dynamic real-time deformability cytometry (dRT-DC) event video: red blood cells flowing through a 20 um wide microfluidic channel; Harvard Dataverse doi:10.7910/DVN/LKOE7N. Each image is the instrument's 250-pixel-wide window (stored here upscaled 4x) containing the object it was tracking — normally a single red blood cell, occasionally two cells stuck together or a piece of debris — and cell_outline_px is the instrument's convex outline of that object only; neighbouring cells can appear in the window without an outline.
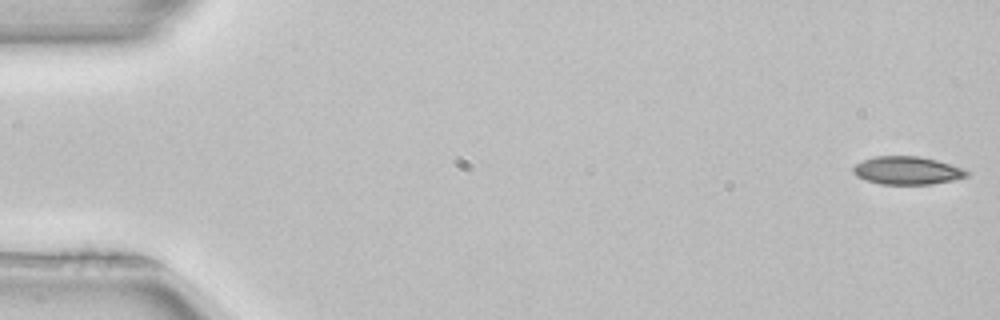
{"species": "common noctule bat (a hibernating species)", "species_latin": "Nyctalus noctula", "temperature_condition": "room temperature", "stored_images_in_passage": 52, "camera_frame_rate_fps": 3000, "um_per_image_px": 0.085, "animal": {"sex": "female", "body_mass_g": 22.7, "forearm_length_mm": 54.2}, "frame": {"image": 1, "passage_image": 1, "time_ms": 0.0, "image_size_px": [1000, 320], "cell_outline_px": [[968, 176], [952, 180], [932, 184], [880, 184], [856, 176], [852, 172], [852, 168], [856, 164], [864, 160], [876, 156], [920, 156], [936, 160], [964, 168], [968, 172]], "centroid_in_image_um": [77.11, 14.49], "position_along_channel_um": 7.9, "area_um2": 18.44}}
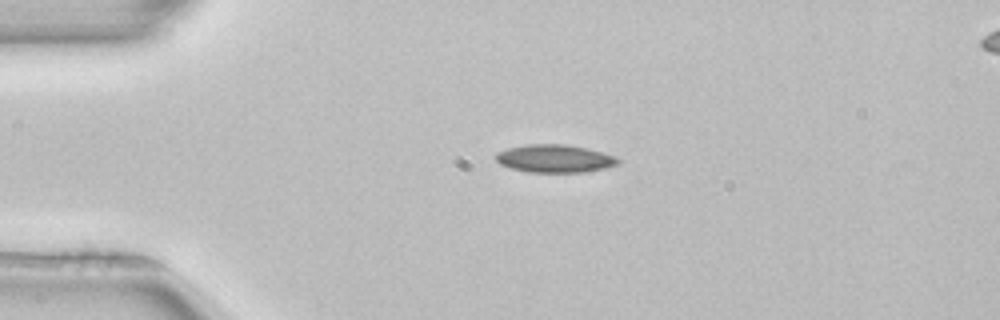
{"frame": {"image": 2, "passage_image": 12, "time_ms": 3.667, "image_size_px": [1000, 320], "cell_outline_px": [[620, 160], [616, 164], [604, 168], [580, 172], [528, 172], [512, 168], [500, 164], [496, 160], [496, 152], [508, 148], [524, 144], [568, 144], [588, 148], [604, 152]], "centroid_in_image_um": [47.11, 13.46], "position_along_channel_um": 37.9, "area_um2": 19.77}}
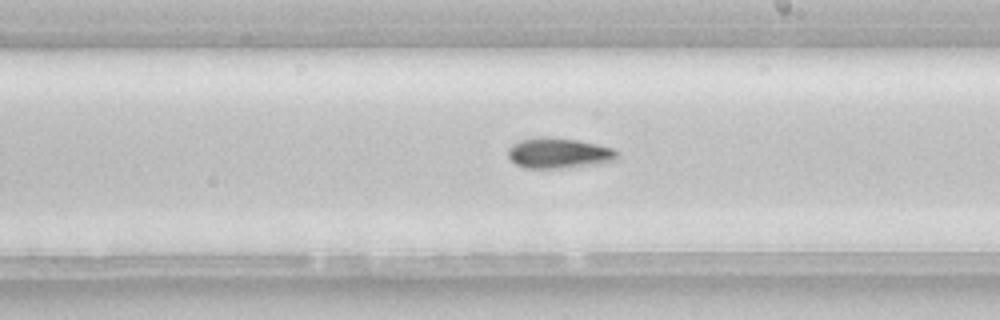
{"frame": {"image": 3, "passage_image": 30, "time_ms": 9.667, "image_size_px": [1000, 320], "cell_outline_px": [[620, 156], [616, 160], [600, 164], [560, 168], [524, 168], [516, 164], [508, 156], [508, 148], [512, 144], [520, 140], [540, 136], [544, 136], [576, 140], [596, 144], [612, 148], [620, 152]], "centroid_in_image_um": [47.52, 13.02], "position_along_channel_um": 241.5, "area_um2": 19.54}}